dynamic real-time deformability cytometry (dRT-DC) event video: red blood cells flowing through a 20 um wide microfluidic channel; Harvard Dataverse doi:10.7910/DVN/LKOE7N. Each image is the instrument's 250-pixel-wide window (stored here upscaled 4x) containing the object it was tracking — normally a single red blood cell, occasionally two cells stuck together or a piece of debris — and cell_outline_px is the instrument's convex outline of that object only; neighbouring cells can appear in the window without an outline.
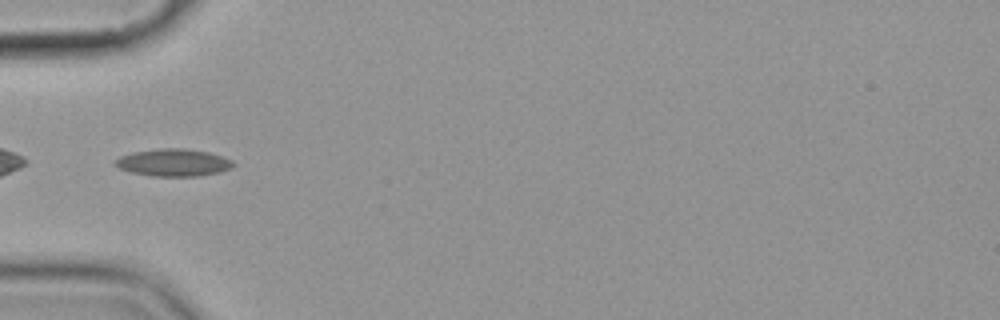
{"species": "common noctule bat (a hibernating species)", "species_latin": "Nyctalus noctula", "temperature_condition": "cold", "stored_images_in_passage": 2, "camera_frame_rate_fps": 3000, "um_per_image_px": 0.085, "animal": {"sex": "female", "body_mass_g": 19.9}, "frame": {"image": 1, "passage_image": 1, "time_ms": 0.0, "image_size_px": [1000, 320], "cell_outline_px": [[236, 164], [232, 168], [220, 172], [200, 176], [152, 176], [132, 172], [120, 168], [112, 164], [120, 156], [132, 152], [160, 148], [184, 148], [208, 152], [232, 160]], "centroid_in_image_um": [14.75, 13.82], "position_along_channel_um": 70.2, "area_um2": 18.84}}
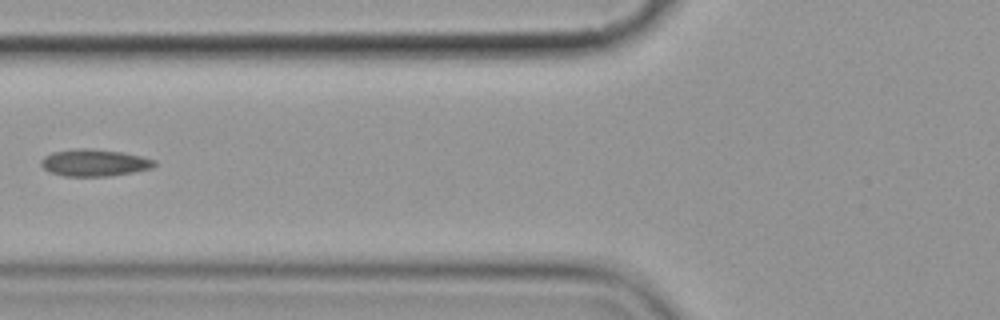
{"frame": {"image": 2, "passage_image": 2, "time_ms": 1.333, "image_size_px": [1000, 320], "cell_outline_px": [[156, 164], [152, 168], [132, 172], [108, 176], [64, 176], [48, 172], [40, 164], [40, 160], [44, 156], [52, 152], [76, 148], [88, 148], [124, 152], [156, 160]], "centroid_in_image_um": [7.99, 13.82], "position_along_channel_um": 117.8, "area_um2": 17.92}}